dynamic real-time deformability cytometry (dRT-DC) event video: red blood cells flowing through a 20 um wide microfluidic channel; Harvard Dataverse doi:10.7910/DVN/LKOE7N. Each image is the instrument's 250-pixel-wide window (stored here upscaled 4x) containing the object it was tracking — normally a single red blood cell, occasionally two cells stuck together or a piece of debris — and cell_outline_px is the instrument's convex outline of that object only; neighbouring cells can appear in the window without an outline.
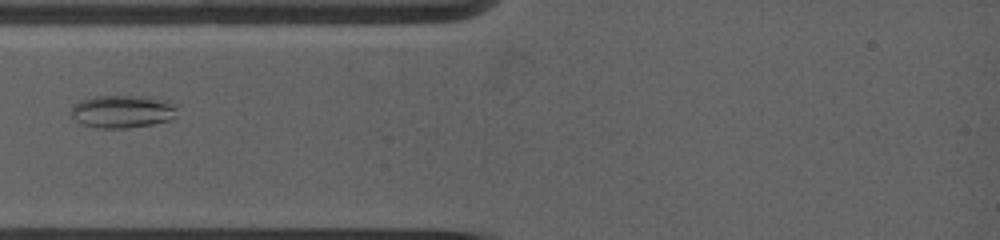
{"species": "common noctule bat (a hibernating species)", "species_latin": "Nyctalus noctula", "temperature_condition": "warm", "stored_images_in_passage": 29, "camera_frame_rate_fps": 5000, "um_per_image_px": 0.085, "animal": {"sex": "female", "body_mass_g": 19.0, "forearm_length_mm": 53.3}, "frame": {"image": 1, "passage_image": 5, "time_ms": 1.8, "image_size_px": [1000, 240], "cell_outline_px": [[180, 104], [176, 116], [172, 120], [152, 124], [128, 128], [96, 128], [80, 124], [68, 112], [72, 104], [80, 100], [96, 96], [144, 96], [168, 100]], "centroid_in_image_um": [10.44, 9.47], "position_along_channel_um": 74.6, "area_um2": 20.98}}
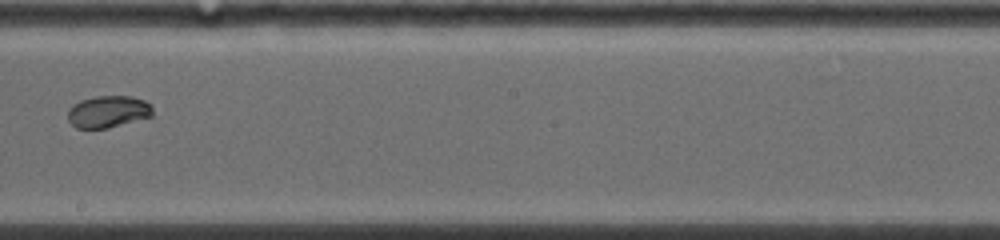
{"frame": {"image": 2, "passage_image": 13, "time_ms": 6.0, "image_size_px": [1000, 240], "cell_outline_px": [[152, 116], [108, 128], [76, 128], [68, 120], [68, 108], [72, 104], [80, 100], [96, 96], [132, 96], [144, 100], [152, 104]], "centroid_in_image_um": [9.18, 9.48], "position_along_channel_um": 239.0, "area_um2": 15.9}}
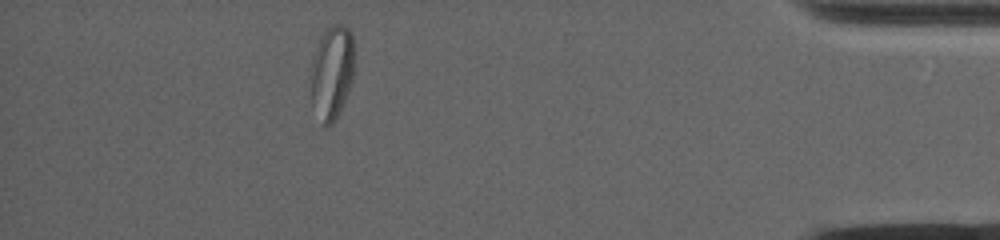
{"frame": {"image": 3, "passage_image": 26, "time_ms": 11.8, "image_size_px": [1000, 240], "cell_outline_px": [[352, 80], [340, 112], [332, 124], [324, 128], [312, 104], [308, 76], [312, 60], [316, 48], [324, 32], [328, 28], [336, 24], [344, 24], [352, 32]], "centroid_in_image_um": [28.16, 6.2], "position_along_channel_um": 407.0, "area_um2": 23.87}, "authors_computed_cell_mechanics": {"area_um2": 20.4612, "velocity_mm_per_s": 3.9271, "shape_relaxation_time_tau1_ms": 9.2498, "shape_relaxation_time_tau2_ms": null, "deformation_change_tau1": 0.1499, "deformation_change_tau2": null}}